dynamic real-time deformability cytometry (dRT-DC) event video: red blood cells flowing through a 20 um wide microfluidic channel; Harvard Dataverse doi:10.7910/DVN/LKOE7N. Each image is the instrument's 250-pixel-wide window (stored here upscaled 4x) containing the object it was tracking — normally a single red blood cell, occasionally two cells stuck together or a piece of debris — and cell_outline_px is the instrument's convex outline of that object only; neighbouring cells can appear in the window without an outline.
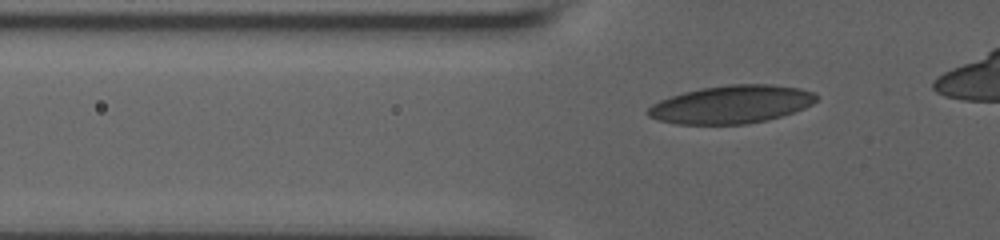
{"species": "human", "species_latin": "Homo sapiens", "temperature_condition": "room temperature", "stored_images_in_passage": 12, "camera_frame_rate_fps": 3000, "um_per_image_px": 0.085, "donor": {"sex": "male"}, "frame": {"image": 1, "passage_image": 5, "time_ms": 2.0, "image_size_px": [1000, 240], "cell_outline_px": [[820, 96], [812, 104], [804, 108], [780, 116], [748, 124], [676, 124], [656, 120], [648, 116], [648, 108], [652, 104], [660, 100], [684, 92], [700, 88], [728, 84], [772, 84], [800, 88], [816, 92]], "centroid_in_image_um": [62.18, 8.86], "position_along_channel_um": 63.6, "area_um2": 37.4}}
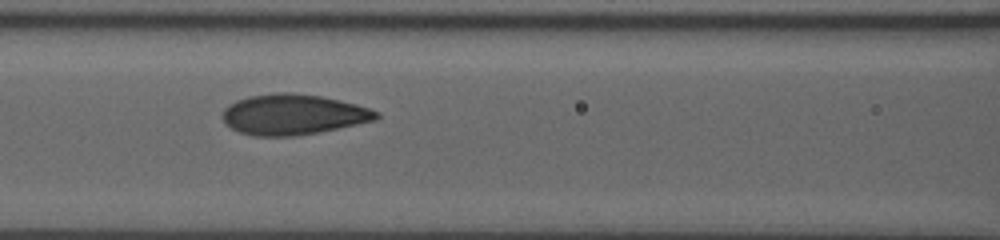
{"frame": {"image": 2, "passage_image": 10, "time_ms": 4.333, "image_size_px": [1000, 240], "cell_outline_px": [[380, 116], [376, 120], [296, 136], [252, 136], [240, 132], [224, 124], [220, 116], [224, 108], [228, 104], [236, 100], [248, 96], [280, 92], [292, 92], [320, 96], [340, 100], [356, 104], [380, 112]], "centroid_in_image_um": [24.86, 9.72], "position_along_channel_um": 141.7, "area_um2": 36.41}}
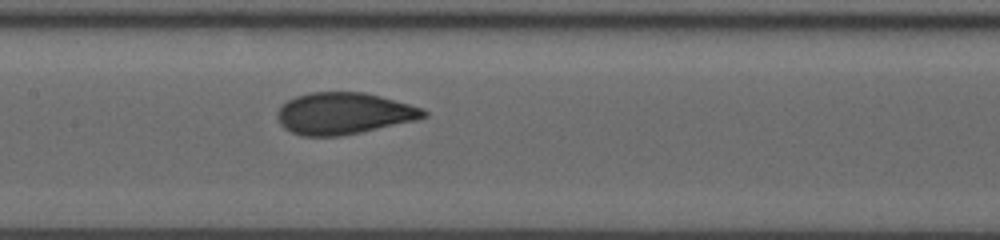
{"frame": {"image": 3, "passage_image": 12, "time_ms": 5.333, "image_size_px": [1000, 240], "cell_outline_px": [[428, 116], [416, 120], [360, 132], [340, 136], [300, 136], [284, 128], [280, 124], [276, 116], [276, 112], [288, 100], [296, 96], [312, 92], [364, 92], [380, 96], [424, 108], [428, 112]], "centroid_in_image_um": [29.22, 9.64], "position_along_channel_um": 178.2, "area_um2": 35.49}}